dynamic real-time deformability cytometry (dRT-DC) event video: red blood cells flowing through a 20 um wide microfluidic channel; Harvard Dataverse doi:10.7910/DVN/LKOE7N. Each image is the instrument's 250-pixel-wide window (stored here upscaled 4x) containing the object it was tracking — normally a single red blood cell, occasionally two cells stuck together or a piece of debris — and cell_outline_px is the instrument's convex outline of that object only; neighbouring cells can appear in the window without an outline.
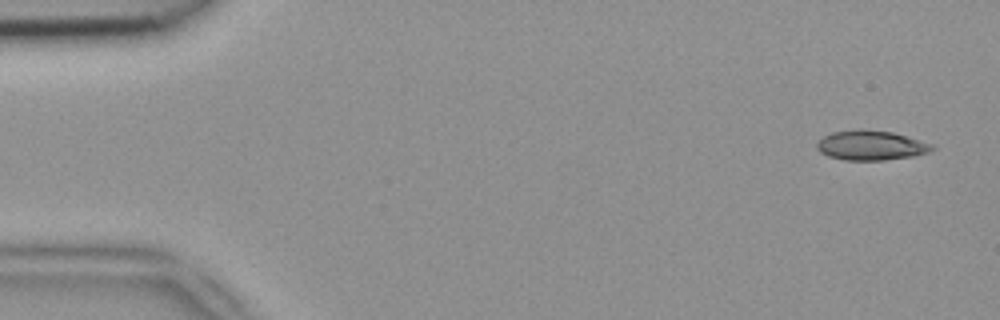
{"species": "common noctule bat (a hibernating species)", "species_latin": "Nyctalus noctula", "temperature_condition": "room temperature", "stored_images_in_passage": 11, "camera_frame_rate_fps": 3000, "um_per_image_px": 0.085, "animal": {"sex": "female", "body_mass_g": 18.4}, "frame": {"image": 1, "passage_image": 2, "time_ms": 0.333, "image_size_px": [1000, 320], "cell_outline_px": [[936, 148], [928, 152], [912, 156], [884, 160], [844, 160], [828, 156], [820, 152], [816, 148], [816, 144], [824, 136], [832, 132], [856, 128], [860, 128], [892, 132], [936, 144]], "centroid_in_image_um": [74.05, 12.34], "position_along_channel_um": 11.0, "area_um2": 20.17}}